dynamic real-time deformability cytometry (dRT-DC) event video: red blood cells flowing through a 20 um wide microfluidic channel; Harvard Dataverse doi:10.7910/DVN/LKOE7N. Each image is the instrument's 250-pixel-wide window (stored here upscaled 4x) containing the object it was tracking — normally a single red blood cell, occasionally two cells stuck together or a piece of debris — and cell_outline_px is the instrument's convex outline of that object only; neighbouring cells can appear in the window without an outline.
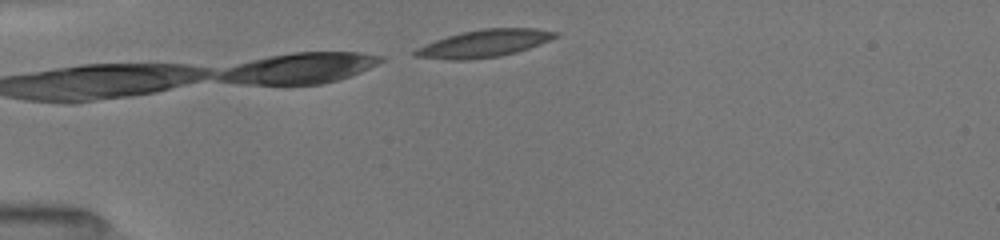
{"species": "common noctule bat (a hibernating species)", "species_latin": "Nyctalus noctula", "temperature_condition": "room temperature", "stored_images_in_passage": 4, "camera_frame_rate_fps": 3000, "um_per_image_px": 0.085, "animal": {"sex": "female", "body_mass_g": 19.5, "forearm_length_mm": 54.1}, "frame": {"image": 1, "passage_image": 4, "time_ms": 1.0, "image_size_px": [1000, 240], "cell_outline_px": [[560, 36], [540, 44], [516, 52], [500, 56], [464, 60], [448, 60], [412, 56], [412, 52], [416, 48], [436, 40], [460, 32], [484, 28], [536, 28], [560, 32]], "centroid_in_image_um": [41.17, 3.69], "position_along_channel_um": 43.8, "area_um2": 22.48}}